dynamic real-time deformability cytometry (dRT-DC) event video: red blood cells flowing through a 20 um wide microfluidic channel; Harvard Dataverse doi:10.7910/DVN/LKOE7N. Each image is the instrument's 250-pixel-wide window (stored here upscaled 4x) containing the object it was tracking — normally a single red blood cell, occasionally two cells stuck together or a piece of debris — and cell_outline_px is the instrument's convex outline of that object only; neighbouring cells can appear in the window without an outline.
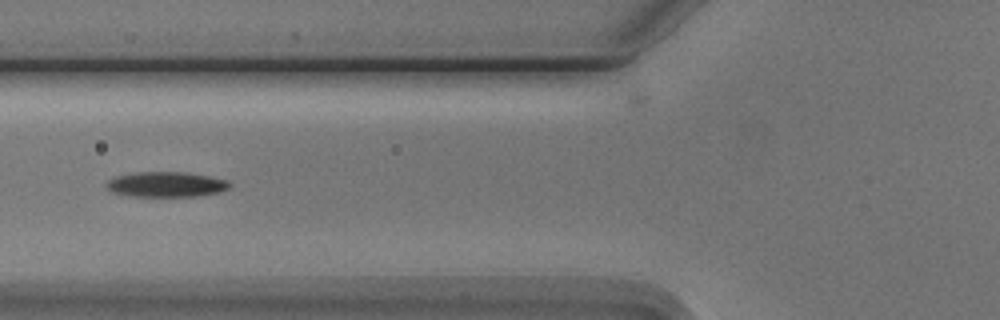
{"species": "Egyptian fruit bat (a non-hibernating species)", "species_latin": "Rousettus aegyptiacus", "temperature_condition": "cold", "stored_images_in_passage": 8, "camera_frame_rate_fps": 3000, "um_per_image_px": 0.085, "animal": {"sex": "male"}, "frame": {"image": 1, "passage_image": 5, "time_ms": 5.667, "image_size_px": [1000, 320], "cell_outline_px": [[232, 184], [228, 188], [220, 192], [196, 196], [128, 196], [112, 192], [104, 188], [104, 184], [108, 180], [116, 176], [136, 172], [188, 172], [228, 180]], "centroid_in_image_um": [14.09, 15.67], "position_along_channel_um": 111.7, "area_um2": 18.26}}
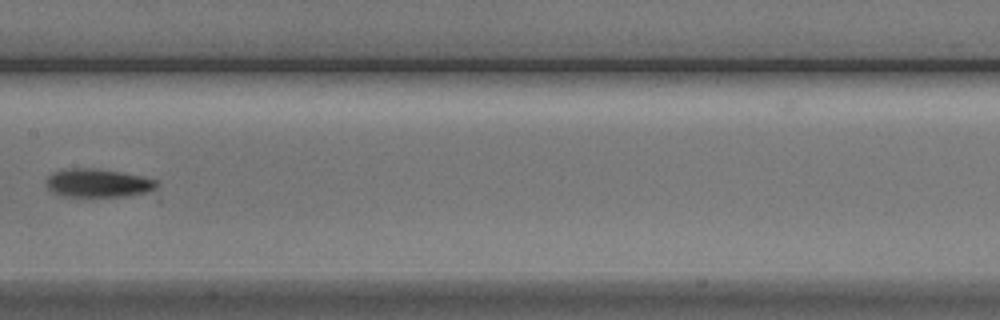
{"frame": {"image": 2, "passage_image": 7, "time_ms": 8.0, "image_size_px": [1000, 320], "cell_outline_px": [[160, 184], [156, 188], [148, 192], [128, 196], [60, 196], [52, 192], [48, 188], [48, 176], [52, 172], [68, 168], [96, 168], [144, 176], [156, 180]], "centroid_in_image_um": [8.36, 15.55], "position_along_channel_um": 199.0, "area_um2": 18.38}}
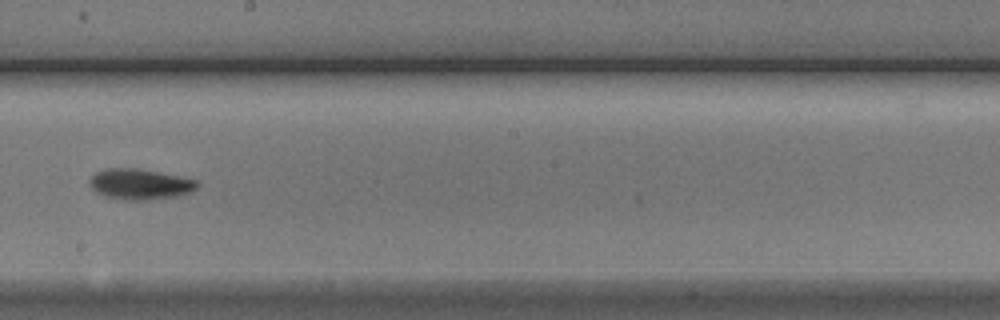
{"frame": {"image": 3, "passage_image": 8, "time_ms": 9.0, "image_size_px": [1000, 320], "cell_outline_px": [[200, 184], [192, 192], [176, 196], [148, 200], [124, 200], [104, 196], [96, 192], [88, 184], [88, 180], [96, 172], [108, 168], [136, 168], [196, 180]], "centroid_in_image_um": [11.86, 15.66], "position_along_channel_um": 236.3, "area_um2": 19.13}}